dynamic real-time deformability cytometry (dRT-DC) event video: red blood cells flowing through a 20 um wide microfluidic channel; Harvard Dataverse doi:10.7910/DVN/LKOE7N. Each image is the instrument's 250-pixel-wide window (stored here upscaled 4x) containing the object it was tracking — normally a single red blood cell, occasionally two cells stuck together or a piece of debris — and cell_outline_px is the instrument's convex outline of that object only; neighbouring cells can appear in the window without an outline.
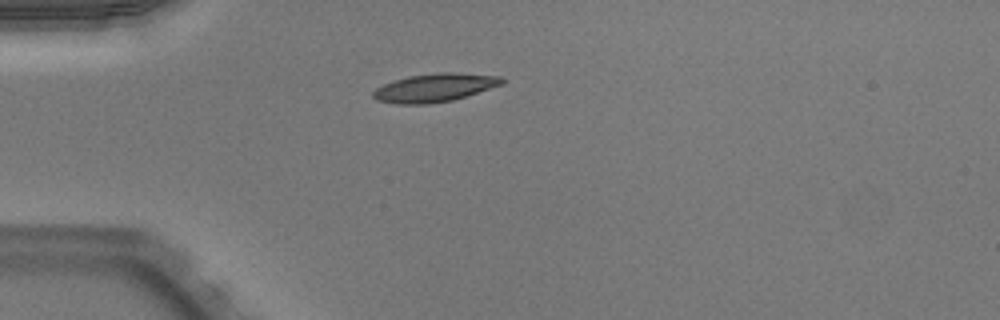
{"species": "Egyptian fruit bat (a non-hibernating species)", "species_latin": "Rousettus aegyptiacus", "temperature_condition": "warm", "stored_images_in_passage": 38, "camera_frame_rate_fps": 3000, "um_per_image_px": 0.085, "animal": {"sex": "male"}, "frame": {"image": 1, "passage_image": 1, "time_ms": 0.0, "image_size_px": [1000, 320], "cell_outline_px": [[504, 84], [452, 100], [428, 104], [396, 104], [376, 100], [372, 96], [372, 92], [376, 88], [384, 84], [408, 76], [440, 72], [452, 72], [500, 76], [504, 80]], "centroid_in_image_um": [36.93, 7.45], "position_along_channel_um": 48.1, "area_um2": 21.15}}
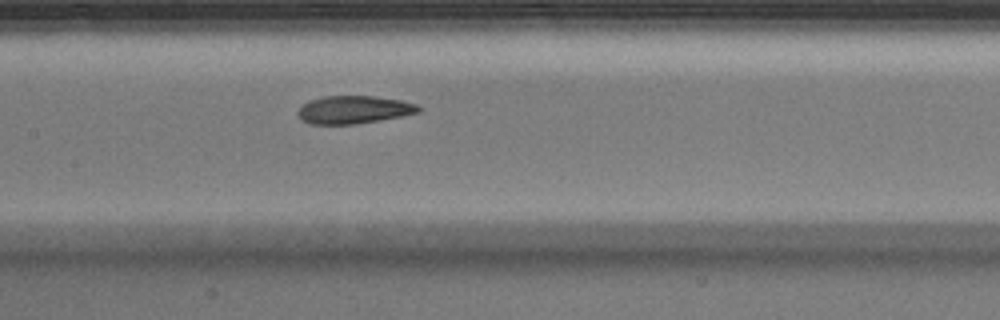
{"frame": {"image": 2, "passage_image": 12, "time_ms": 3.667, "image_size_px": [1000, 320], "cell_outline_px": [[420, 112], [400, 116], [356, 124], [308, 124], [300, 120], [296, 112], [308, 100], [324, 96], [372, 96], [400, 100], [416, 104], [420, 108]], "centroid_in_image_um": [30.01, 9.33], "position_along_channel_um": 177.4, "area_um2": 19.54}}
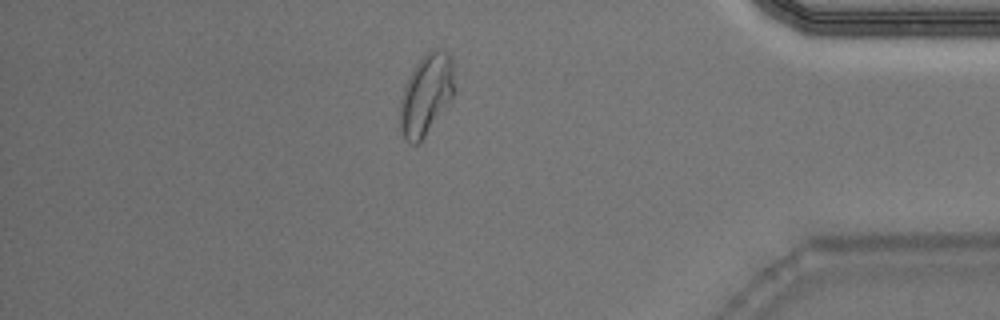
{"frame": {"image": 3, "passage_image": 31, "time_ms": 10.0, "image_size_px": [1000, 320], "cell_outline_px": [[452, 100], [420, 144], [412, 144], [400, 132], [400, 100], [404, 88], [416, 64], [432, 48], [440, 48], [448, 52], [452, 56]], "centroid_in_image_um": [36.22, 8.07], "position_along_channel_um": 399.0, "area_um2": 25.49}, "authors_computed_cell_mechanics": {"area_um2": 20.6635, "velocity_mm_per_s": 3.9913, "shape_relaxation_time_tau1_ms": 8.2896, "shape_relaxation_time_tau2_ms": 1.2489, "deformation_change_tau1": 0.2031, "deformation_change_tau2": 0.0681}}